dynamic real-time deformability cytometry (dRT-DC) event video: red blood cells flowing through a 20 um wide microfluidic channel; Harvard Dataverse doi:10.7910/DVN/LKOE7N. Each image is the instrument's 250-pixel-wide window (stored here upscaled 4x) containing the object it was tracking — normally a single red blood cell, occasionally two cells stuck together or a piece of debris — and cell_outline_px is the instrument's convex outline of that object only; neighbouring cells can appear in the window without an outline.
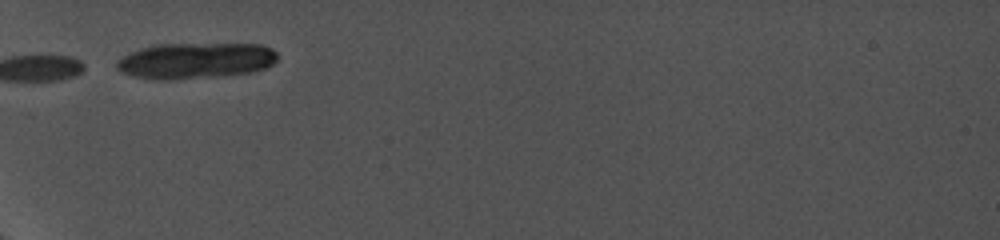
{"species": "common noctule bat (a hibernating species)", "species_latin": "Nyctalus noctula", "temperature_condition": "cold", "stored_images_in_passage": 6, "camera_frame_rate_fps": 5000, "um_per_image_px": 0.085, "animal": {"sex": "female", "body_mass_g": 19.0, "forearm_length_mm": 56.7}, "frame": {"image": 1, "passage_image": 1, "time_ms": 0.0, "image_size_px": [1000, 240], "cell_outline_px": [[280, 56], [272, 64], [264, 68], [252, 72], [172, 80], [156, 80], [136, 76], [124, 72], [116, 68], [116, 60], [140, 48], [156, 44], [264, 44], [272, 48]], "centroid_in_image_um": [16.65, 5.14], "position_along_channel_um": 68.4, "area_um2": 33.58}}